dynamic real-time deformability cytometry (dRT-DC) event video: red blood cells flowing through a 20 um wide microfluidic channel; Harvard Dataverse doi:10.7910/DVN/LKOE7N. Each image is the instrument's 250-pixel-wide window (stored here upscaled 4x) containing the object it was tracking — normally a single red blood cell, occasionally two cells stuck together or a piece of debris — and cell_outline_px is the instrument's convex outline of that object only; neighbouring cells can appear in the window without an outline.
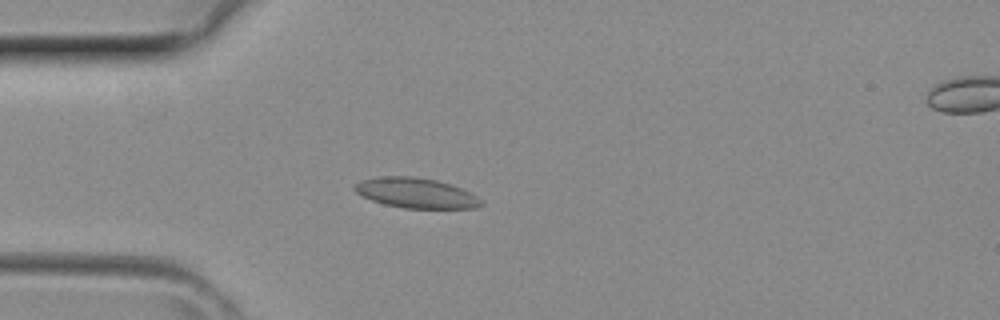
{"species": "common noctule bat (a hibernating species)", "species_latin": "Nyctalus noctula", "temperature_condition": "room temperature", "stored_images_in_passage": 40, "camera_frame_rate_fps": 3000, "um_per_image_px": 0.085, "animal": {"sex": "female", "body_mass_g": 29.2, "forearm_length_mm": 56.3}, "frame": {"image": 1, "passage_image": 10, "time_ms": 3.0, "image_size_px": [1000, 320], "cell_outline_px": [[484, 204], [476, 208], [404, 208], [384, 204], [372, 200], [356, 192], [352, 188], [360, 180], [380, 176], [412, 176], [436, 180], [460, 188], [476, 196]], "centroid_in_image_um": [35.33, 16.4], "position_along_channel_um": 49.7, "area_um2": 21.96}}
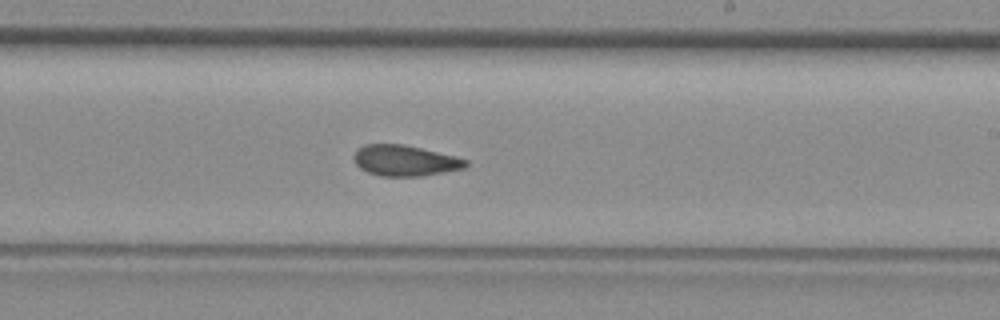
{"frame": {"image": 2, "passage_image": 23, "time_ms": 7.333, "image_size_px": [1000, 320], "cell_outline_px": [[468, 164], [464, 168], [420, 176], [380, 176], [368, 172], [360, 168], [356, 164], [352, 156], [356, 148], [364, 144], [404, 144], [456, 156], [468, 160]], "centroid_in_image_um": [34.38, 13.64], "position_along_channel_um": 254.6, "area_um2": 20.17}}
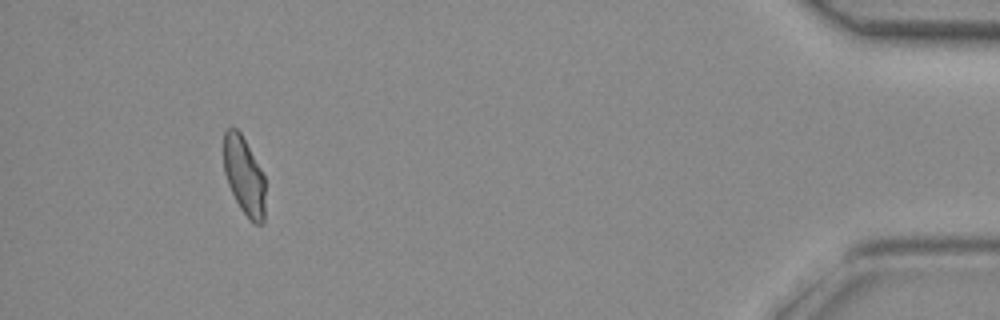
{"frame": {"image": 3, "passage_image": 37, "time_ms": 12.0, "image_size_px": [1000, 320], "cell_outline_px": [[264, 224], [256, 224], [248, 220], [240, 208], [228, 184], [224, 172], [224, 132], [228, 128], [236, 128], [240, 132], [260, 168], [264, 176]], "centroid_in_image_um": [20.74, 14.98], "position_along_channel_um": 414.5, "area_um2": 18.73}}